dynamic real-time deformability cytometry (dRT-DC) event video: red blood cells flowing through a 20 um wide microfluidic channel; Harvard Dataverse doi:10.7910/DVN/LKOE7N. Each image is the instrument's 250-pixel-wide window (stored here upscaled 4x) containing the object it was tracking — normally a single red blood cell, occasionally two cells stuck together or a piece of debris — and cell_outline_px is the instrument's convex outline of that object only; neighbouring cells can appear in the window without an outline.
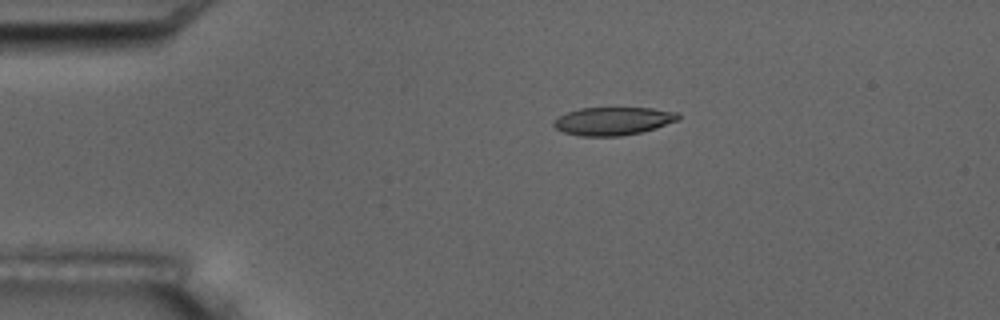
{"species": "common noctule bat (a hibernating species)", "species_latin": "Nyctalus noctula", "temperature_condition": "room temperature", "stored_images_in_passage": 5, "camera_frame_rate_fps": 3000, "um_per_image_px": 0.085, "animal": {"sex": "male", "body_mass_g": 17.5, "forearm_length_mm": 52.3}, "frame": {"image": 1, "passage_image": 1, "time_ms": 0.0, "image_size_px": [1000, 320], "cell_outline_px": [[680, 120], [656, 128], [640, 132], [620, 136], [580, 136], [564, 132], [556, 128], [552, 124], [560, 116], [568, 112], [580, 108], [652, 108], [676, 112], [680, 116]], "centroid_in_image_um": [52.14, 10.29], "position_along_channel_um": 32.9, "area_um2": 20.23}}
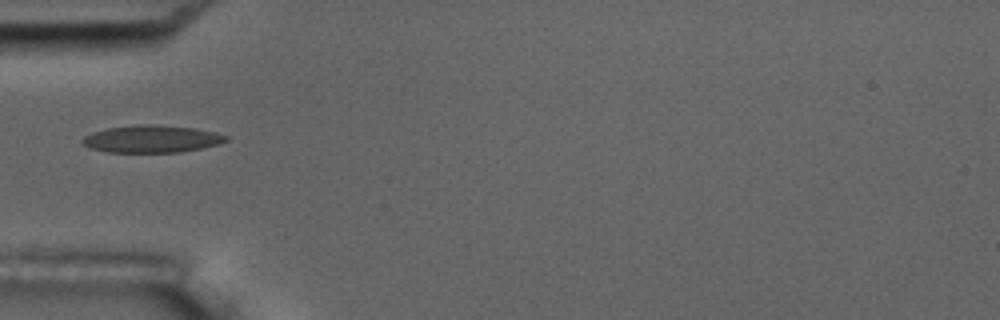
{"frame": {"image": 2, "passage_image": 3, "time_ms": 2.333, "image_size_px": [1000, 320], "cell_outline_px": [[228, 140], [216, 144], [200, 148], [180, 152], [108, 152], [92, 148], [84, 144], [80, 140], [84, 136], [92, 132], [108, 128], [140, 124], [152, 124], [196, 128], [228, 136]], "centroid_in_image_um": [12.87, 11.8], "position_along_channel_um": 72.1, "area_um2": 22.6}}